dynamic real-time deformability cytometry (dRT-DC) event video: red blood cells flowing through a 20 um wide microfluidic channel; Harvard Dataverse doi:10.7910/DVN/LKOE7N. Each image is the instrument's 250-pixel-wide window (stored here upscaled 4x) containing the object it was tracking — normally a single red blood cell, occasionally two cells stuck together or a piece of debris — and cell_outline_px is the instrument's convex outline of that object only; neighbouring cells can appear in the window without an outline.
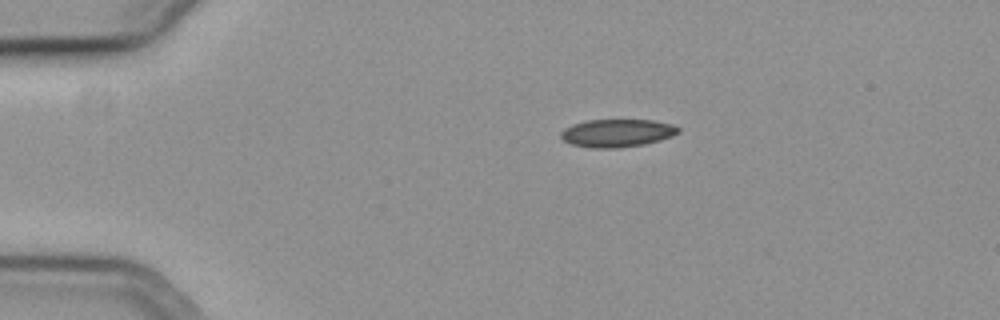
{"species": "common noctule bat (a hibernating species)", "species_latin": "Nyctalus noctula", "temperature_condition": "cold", "stored_images_in_passage": 46, "camera_frame_rate_fps": 3000, "um_per_image_px": 0.085, "animal": {"sex": "female", "body_mass_g": 19.3, "forearm_length_mm": 54.1}, "frame": {"image": 1, "passage_image": 1, "time_ms": 0.0, "image_size_px": [1000, 320], "cell_outline_px": [[680, 132], [672, 136], [660, 140], [644, 144], [620, 148], [592, 148], [572, 144], [564, 140], [560, 136], [560, 132], [564, 128], [572, 124], [588, 120], [652, 120], [672, 124], [680, 128]], "centroid_in_image_um": [52.46, 11.31], "position_along_channel_um": 32.5, "area_um2": 19.13}}
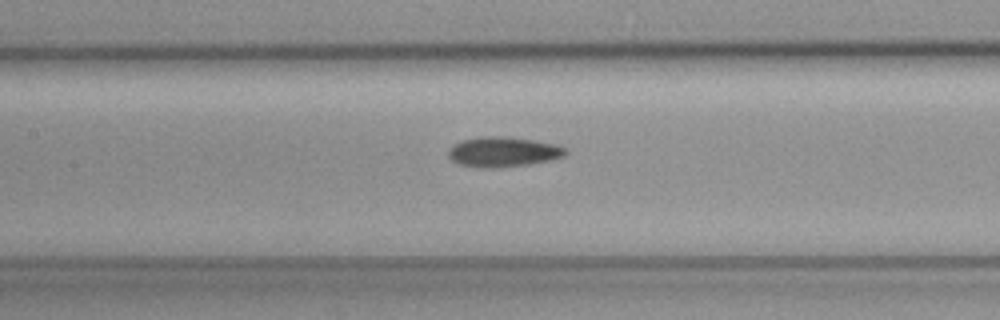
{"frame": {"image": 2, "passage_image": 16, "time_ms": 5.0, "image_size_px": [1000, 320], "cell_outline_px": [[568, 152], [564, 156], [548, 160], [528, 164], [496, 168], [480, 168], [460, 164], [452, 160], [448, 156], [448, 152], [456, 144], [464, 140], [480, 136], [508, 136], [536, 140], [560, 144], [568, 148]], "centroid_in_image_um": [42.84, 12.9], "position_along_channel_um": 164.6, "area_um2": 20.63}}
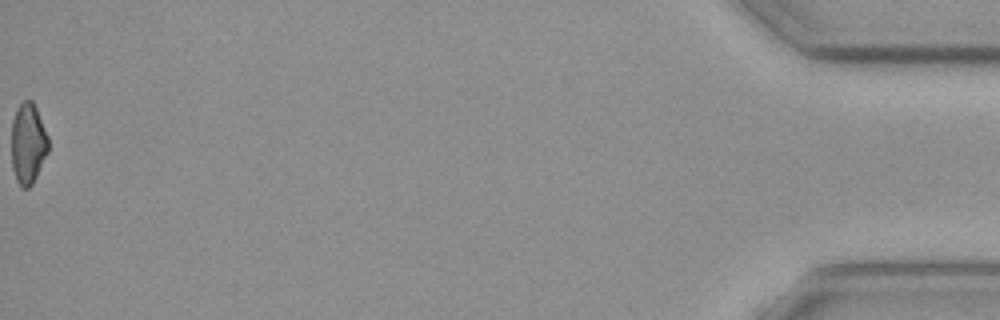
{"frame": {"image": 3, "passage_image": 46, "time_ms": 15.0, "image_size_px": [1000, 320], "cell_outline_px": [[48, 152], [32, 184], [28, 188], [20, 188], [16, 180], [12, 168], [12, 120], [16, 108], [24, 100], [32, 100], [36, 108], [48, 136]], "centroid_in_image_um": [2.37, 12.21], "position_along_channel_um": 432.8, "area_um2": 17.34}}